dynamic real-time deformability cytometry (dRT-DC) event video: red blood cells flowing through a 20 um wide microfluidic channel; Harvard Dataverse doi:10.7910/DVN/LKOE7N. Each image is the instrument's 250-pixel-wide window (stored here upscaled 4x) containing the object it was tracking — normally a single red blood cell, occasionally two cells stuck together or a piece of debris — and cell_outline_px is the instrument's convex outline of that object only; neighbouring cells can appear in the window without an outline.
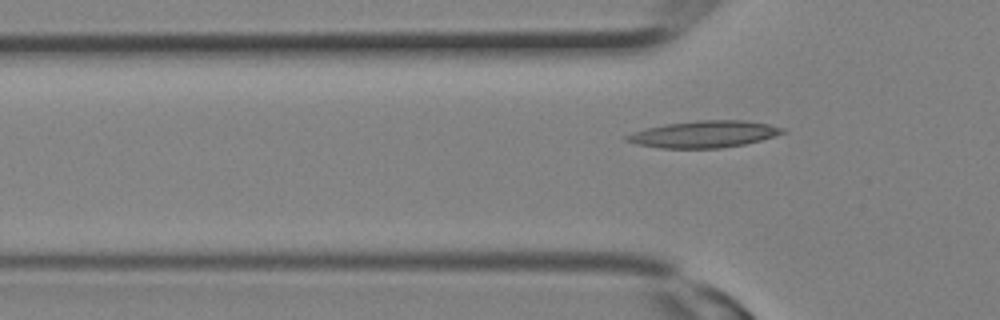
{"species": "Egyptian fruit bat (a non-hibernating species)", "species_latin": "Rousettus aegyptiacus", "temperature_condition": "room temperature", "stored_images_in_passage": 3, "camera_frame_rate_fps": 3000, "um_per_image_px": 0.085, "animal": {"sex": "female"}, "frame": {"image": 1, "passage_image": 3, "time_ms": 0.667, "image_size_px": [1000, 320], "cell_outline_px": [[788, 132], [760, 140], [744, 144], [720, 148], [660, 148], [636, 144], [624, 140], [624, 136], [632, 132], [664, 124], [696, 120], [744, 120], [768, 124], [784, 128]], "centroid_in_image_um": [59.83, 11.4], "position_along_channel_um": 66.0, "area_um2": 24.39}}